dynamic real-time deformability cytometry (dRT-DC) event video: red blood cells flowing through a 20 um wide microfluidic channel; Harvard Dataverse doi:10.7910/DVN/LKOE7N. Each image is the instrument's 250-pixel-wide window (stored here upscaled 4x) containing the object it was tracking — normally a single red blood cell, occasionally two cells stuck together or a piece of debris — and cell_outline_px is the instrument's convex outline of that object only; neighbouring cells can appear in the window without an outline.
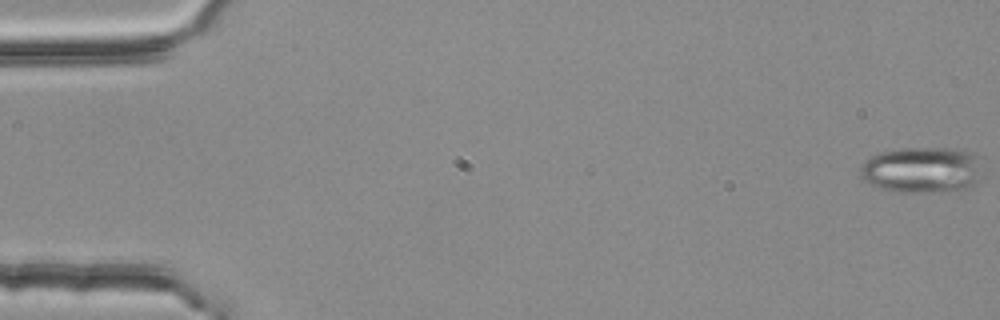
{"species": "common noctule bat (a hibernating species)", "species_latin": "Nyctalus noctula", "temperature_condition": "room temperature", "stored_images_in_passage": 4, "camera_frame_rate_fps": 3000, "um_per_image_px": 0.085, "animal": {"sex": "female", "body_mass_g": 25.1}, "frame": {"image": 1, "passage_image": 1, "time_ms": 0.0, "image_size_px": [1000, 320], "cell_outline_px": [[984, 156], [976, 180], [968, 188], [924, 192], [896, 192], [872, 184], [864, 180], [860, 176], [860, 168], [872, 156], [880, 152], [900, 148], [952, 148], [976, 152]], "centroid_in_image_um": [78.42, 14.4], "position_along_channel_um": 6.6, "area_um2": 32.71}}